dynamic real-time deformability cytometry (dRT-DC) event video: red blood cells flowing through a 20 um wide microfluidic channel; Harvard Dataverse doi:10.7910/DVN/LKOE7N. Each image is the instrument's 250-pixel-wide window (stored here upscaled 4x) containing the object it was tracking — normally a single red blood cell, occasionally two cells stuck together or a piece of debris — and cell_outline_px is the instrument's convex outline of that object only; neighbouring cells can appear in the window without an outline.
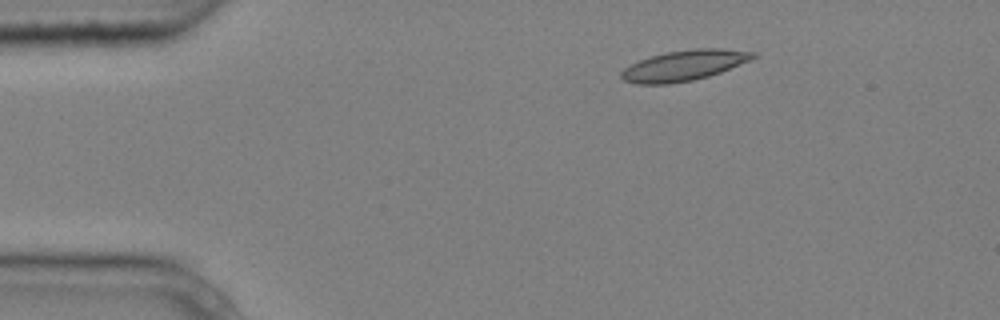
{"species": "common noctule bat (a hibernating species)", "species_latin": "Nyctalus noctula", "temperature_condition": "cold", "stored_images_in_passage": 3, "camera_frame_rate_fps": 3000, "um_per_image_px": 0.085, "animal": {"sex": "male", "body_mass_g": 20.4}, "frame": {"image": 1, "passage_image": 2, "time_ms": 0.333, "image_size_px": [1000, 320], "cell_outline_px": [[756, 56], [748, 60], [720, 72], [708, 76], [692, 80], [668, 84], [636, 84], [624, 80], [620, 76], [620, 72], [624, 68], [640, 60], [664, 52], [696, 48], [720, 48], [756, 52]], "centroid_in_image_um": [58.11, 5.56], "position_along_channel_um": 26.9, "area_um2": 23.12}}